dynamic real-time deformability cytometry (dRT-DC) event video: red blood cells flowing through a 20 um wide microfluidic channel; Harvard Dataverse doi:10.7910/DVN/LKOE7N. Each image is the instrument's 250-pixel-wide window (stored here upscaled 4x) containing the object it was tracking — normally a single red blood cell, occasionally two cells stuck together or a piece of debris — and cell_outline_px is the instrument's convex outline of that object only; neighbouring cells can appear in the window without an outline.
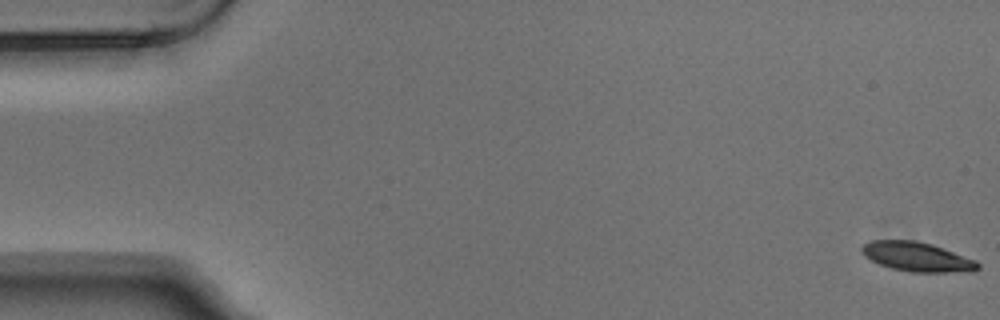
{"species": "Egyptian fruit bat (a non-hibernating species)", "species_latin": "Rousettus aegyptiacus", "temperature_condition": "warm", "stored_images_in_passage": 6, "camera_frame_rate_fps": 3000, "um_per_image_px": 0.085, "animal": {"sex": "male"}, "frame": {"image": 1, "passage_image": 1, "time_ms": 0.0, "image_size_px": [1000, 320], "cell_outline_px": [[980, 268], [972, 272], [912, 272], [892, 268], [880, 264], [864, 256], [860, 252], [860, 248], [868, 240], [916, 240], [932, 244], [976, 260], [980, 264]], "centroid_in_image_um": [77.95, 21.82], "position_along_channel_um": 7.0, "area_um2": 20.0}}